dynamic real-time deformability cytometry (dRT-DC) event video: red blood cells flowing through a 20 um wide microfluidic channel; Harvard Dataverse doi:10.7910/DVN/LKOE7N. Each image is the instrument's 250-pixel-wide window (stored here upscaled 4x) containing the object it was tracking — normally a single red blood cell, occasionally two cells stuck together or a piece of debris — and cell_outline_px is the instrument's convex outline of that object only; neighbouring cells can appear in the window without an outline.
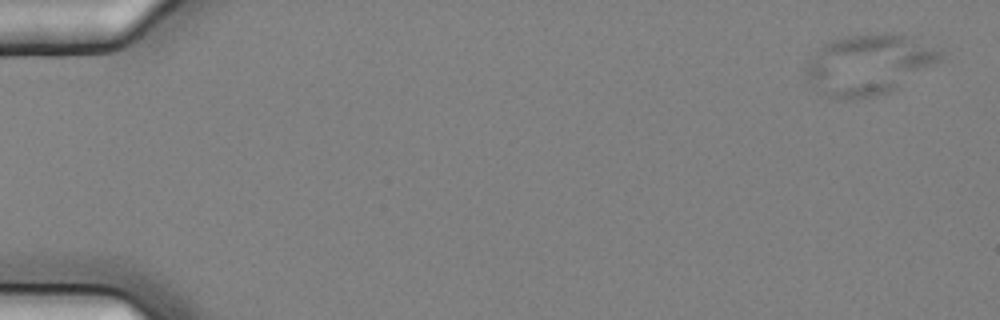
{"species": "common noctule bat (a hibernating species)", "species_latin": "Nyctalus noctula", "temperature_condition": "cold", "stored_images_in_passage": 7, "camera_frame_rate_fps": 3000, "um_per_image_px": 0.085, "animal": {"sex": "female", "body_mass_g": 25.1}, "frame": {"image": 1, "passage_image": 2, "time_ms": 0.333, "image_size_px": [1000, 320], "cell_outline_px": [[944, 52], [940, 60], [888, 92], [876, 96], [856, 100], [840, 100], [816, 92], [808, 80], [804, 72], [804, 68], [808, 60], [824, 44], [832, 40], [844, 36], [884, 32], [888, 32], [912, 36]], "centroid_in_image_um": [73.78, 5.48], "position_along_channel_um": 11.2, "area_um2": 47.45}}